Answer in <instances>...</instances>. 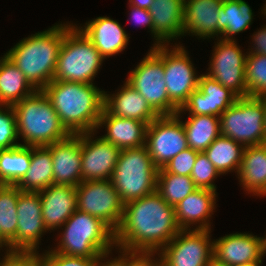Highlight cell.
Instances as JSON below:
<instances>
[{
	"instance_id": "1",
	"label": "cell",
	"mask_w": 266,
	"mask_h": 266,
	"mask_svg": "<svg viewBox=\"0 0 266 266\" xmlns=\"http://www.w3.org/2000/svg\"><path fill=\"white\" fill-rule=\"evenodd\" d=\"M180 230L175 207L155 191L124 204L115 245L129 251L160 252Z\"/></svg>"
},
{
	"instance_id": "2",
	"label": "cell",
	"mask_w": 266,
	"mask_h": 266,
	"mask_svg": "<svg viewBox=\"0 0 266 266\" xmlns=\"http://www.w3.org/2000/svg\"><path fill=\"white\" fill-rule=\"evenodd\" d=\"M43 92L71 135L96 132L104 109L105 91L94 84L52 80Z\"/></svg>"
},
{
	"instance_id": "3",
	"label": "cell",
	"mask_w": 266,
	"mask_h": 266,
	"mask_svg": "<svg viewBox=\"0 0 266 266\" xmlns=\"http://www.w3.org/2000/svg\"><path fill=\"white\" fill-rule=\"evenodd\" d=\"M65 35V22L23 38L5 55L36 89L43 90L53 79Z\"/></svg>"
},
{
	"instance_id": "4",
	"label": "cell",
	"mask_w": 266,
	"mask_h": 266,
	"mask_svg": "<svg viewBox=\"0 0 266 266\" xmlns=\"http://www.w3.org/2000/svg\"><path fill=\"white\" fill-rule=\"evenodd\" d=\"M18 137L25 146H48L62 141L71 134L60 121L53 105L43 90L13 105Z\"/></svg>"
},
{
	"instance_id": "5",
	"label": "cell",
	"mask_w": 266,
	"mask_h": 266,
	"mask_svg": "<svg viewBox=\"0 0 266 266\" xmlns=\"http://www.w3.org/2000/svg\"><path fill=\"white\" fill-rule=\"evenodd\" d=\"M59 229L63 231L52 250L67 256L97 258L116 247L115 232L101 219L80 210Z\"/></svg>"
},
{
	"instance_id": "6",
	"label": "cell",
	"mask_w": 266,
	"mask_h": 266,
	"mask_svg": "<svg viewBox=\"0 0 266 266\" xmlns=\"http://www.w3.org/2000/svg\"><path fill=\"white\" fill-rule=\"evenodd\" d=\"M68 23L65 24L53 80L93 84L105 59L77 24Z\"/></svg>"
},
{
	"instance_id": "7",
	"label": "cell",
	"mask_w": 266,
	"mask_h": 266,
	"mask_svg": "<svg viewBox=\"0 0 266 266\" xmlns=\"http://www.w3.org/2000/svg\"><path fill=\"white\" fill-rule=\"evenodd\" d=\"M158 168L146 146L121 149L111 182L126 204L157 190Z\"/></svg>"
},
{
	"instance_id": "8",
	"label": "cell",
	"mask_w": 266,
	"mask_h": 266,
	"mask_svg": "<svg viewBox=\"0 0 266 266\" xmlns=\"http://www.w3.org/2000/svg\"><path fill=\"white\" fill-rule=\"evenodd\" d=\"M264 101L257 97H239L220 116V133L244 147L265 143Z\"/></svg>"
},
{
	"instance_id": "9",
	"label": "cell",
	"mask_w": 266,
	"mask_h": 266,
	"mask_svg": "<svg viewBox=\"0 0 266 266\" xmlns=\"http://www.w3.org/2000/svg\"><path fill=\"white\" fill-rule=\"evenodd\" d=\"M163 45L151 47L143 60L130 71L126 82L141 94L159 115H175L179 110L169 99L164 80Z\"/></svg>"
},
{
	"instance_id": "10",
	"label": "cell",
	"mask_w": 266,
	"mask_h": 266,
	"mask_svg": "<svg viewBox=\"0 0 266 266\" xmlns=\"http://www.w3.org/2000/svg\"><path fill=\"white\" fill-rule=\"evenodd\" d=\"M77 210L101 219L114 232L123 218L124 203L111 180L84 181L76 186Z\"/></svg>"
},
{
	"instance_id": "11",
	"label": "cell",
	"mask_w": 266,
	"mask_h": 266,
	"mask_svg": "<svg viewBox=\"0 0 266 266\" xmlns=\"http://www.w3.org/2000/svg\"><path fill=\"white\" fill-rule=\"evenodd\" d=\"M181 115L158 116L147 126L145 146L158 169L188 148Z\"/></svg>"
},
{
	"instance_id": "12",
	"label": "cell",
	"mask_w": 266,
	"mask_h": 266,
	"mask_svg": "<svg viewBox=\"0 0 266 266\" xmlns=\"http://www.w3.org/2000/svg\"><path fill=\"white\" fill-rule=\"evenodd\" d=\"M211 230H180L159 252L162 266H209L213 260Z\"/></svg>"
},
{
	"instance_id": "13",
	"label": "cell",
	"mask_w": 266,
	"mask_h": 266,
	"mask_svg": "<svg viewBox=\"0 0 266 266\" xmlns=\"http://www.w3.org/2000/svg\"><path fill=\"white\" fill-rule=\"evenodd\" d=\"M183 44L163 45L164 80L170 101L178 108L198 89L199 76Z\"/></svg>"
},
{
	"instance_id": "14",
	"label": "cell",
	"mask_w": 266,
	"mask_h": 266,
	"mask_svg": "<svg viewBox=\"0 0 266 266\" xmlns=\"http://www.w3.org/2000/svg\"><path fill=\"white\" fill-rule=\"evenodd\" d=\"M206 74L224 87L230 89L238 97H247L245 81V61L247 53H243L236 40L218 38Z\"/></svg>"
},
{
	"instance_id": "15",
	"label": "cell",
	"mask_w": 266,
	"mask_h": 266,
	"mask_svg": "<svg viewBox=\"0 0 266 266\" xmlns=\"http://www.w3.org/2000/svg\"><path fill=\"white\" fill-rule=\"evenodd\" d=\"M18 223L16 236L8 243V251L39 253L45 227L39 192H21L16 204Z\"/></svg>"
},
{
	"instance_id": "16",
	"label": "cell",
	"mask_w": 266,
	"mask_h": 266,
	"mask_svg": "<svg viewBox=\"0 0 266 266\" xmlns=\"http://www.w3.org/2000/svg\"><path fill=\"white\" fill-rule=\"evenodd\" d=\"M95 133H81L82 182L110 180L121 152L100 136L94 139Z\"/></svg>"
},
{
	"instance_id": "17",
	"label": "cell",
	"mask_w": 266,
	"mask_h": 266,
	"mask_svg": "<svg viewBox=\"0 0 266 266\" xmlns=\"http://www.w3.org/2000/svg\"><path fill=\"white\" fill-rule=\"evenodd\" d=\"M239 97L230 89L211 78L207 74H200L198 89L193 91L177 113L188 111L189 115L220 116ZM185 111V112H184Z\"/></svg>"
},
{
	"instance_id": "18",
	"label": "cell",
	"mask_w": 266,
	"mask_h": 266,
	"mask_svg": "<svg viewBox=\"0 0 266 266\" xmlns=\"http://www.w3.org/2000/svg\"><path fill=\"white\" fill-rule=\"evenodd\" d=\"M263 258V239L251 233L236 232L213 240V261L219 264L262 263Z\"/></svg>"
},
{
	"instance_id": "19",
	"label": "cell",
	"mask_w": 266,
	"mask_h": 266,
	"mask_svg": "<svg viewBox=\"0 0 266 266\" xmlns=\"http://www.w3.org/2000/svg\"><path fill=\"white\" fill-rule=\"evenodd\" d=\"M51 151L53 184L77 186L82 182L81 134L47 146Z\"/></svg>"
},
{
	"instance_id": "20",
	"label": "cell",
	"mask_w": 266,
	"mask_h": 266,
	"mask_svg": "<svg viewBox=\"0 0 266 266\" xmlns=\"http://www.w3.org/2000/svg\"><path fill=\"white\" fill-rule=\"evenodd\" d=\"M217 192L197 188L176 207V220L181 230H211L210 218L216 209ZM198 224V225H197Z\"/></svg>"
},
{
	"instance_id": "21",
	"label": "cell",
	"mask_w": 266,
	"mask_h": 266,
	"mask_svg": "<svg viewBox=\"0 0 266 266\" xmlns=\"http://www.w3.org/2000/svg\"><path fill=\"white\" fill-rule=\"evenodd\" d=\"M42 205V218L48 231L57 230L77 210L76 187L56 185L39 191Z\"/></svg>"
},
{
	"instance_id": "22",
	"label": "cell",
	"mask_w": 266,
	"mask_h": 266,
	"mask_svg": "<svg viewBox=\"0 0 266 266\" xmlns=\"http://www.w3.org/2000/svg\"><path fill=\"white\" fill-rule=\"evenodd\" d=\"M77 27L104 59L124 51L130 38L119 22L107 16H99L86 22L83 27Z\"/></svg>"
},
{
	"instance_id": "23",
	"label": "cell",
	"mask_w": 266,
	"mask_h": 266,
	"mask_svg": "<svg viewBox=\"0 0 266 266\" xmlns=\"http://www.w3.org/2000/svg\"><path fill=\"white\" fill-rule=\"evenodd\" d=\"M223 0H185L183 30L184 36L201 39H218L219 10Z\"/></svg>"
},
{
	"instance_id": "24",
	"label": "cell",
	"mask_w": 266,
	"mask_h": 266,
	"mask_svg": "<svg viewBox=\"0 0 266 266\" xmlns=\"http://www.w3.org/2000/svg\"><path fill=\"white\" fill-rule=\"evenodd\" d=\"M184 2L185 0H153L149 8L154 24L153 47L169 45L170 41L184 36Z\"/></svg>"
},
{
	"instance_id": "25",
	"label": "cell",
	"mask_w": 266,
	"mask_h": 266,
	"mask_svg": "<svg viewBox=\"0 0 266 266\" xmlns=\"http://www.w3.org/2000/svg\"><path fill=\"white\" fill-rule=\"evenodd\" d=\"M102 126L106 128L107 134L101 137L120 149L138 148L145 145L148 126L145 122L114 116L104 108L96 132Z\"/></svg>"
},
{
	"instance_id": "26",
	"label": "cell",
	"mask_w": 266,
	"mask_h": 266,
	"mask_svg": "<svg viewBox=\"0 0 266 266\" xmlns=\"http://www.w3.org/2000/svg\"><path fill=\"white\" fill-rule=\"evenodd\" d=\"M104 108L114 116L140 120L147 125L159 116L146 99L126 81L116 94H107L105 91Z\"/></svg>"
},
{
	"instance_id": "27",
	"label": "cell",
	"mask_w": 266,
	"mask_h": 266,
	"mask_svg": "<svg viewBox=\"0 0 266 266\" xmlns=\"http://www.w3.org/2000/svg\"><path fill=\"white\" fill-rule=\"evenodd\" d=\"M237 177L246 193L266 196V142L244 148Z\"/></svg>"
},
{
	"instance_id": "28",
	"label": "cell",
	"mask_w": 266,
	"mask_h": 266,
	"mask_svg": "<svg viewBox=\"0 0 266 266\" xmlns=\"http://www.w3.org/2000/svg\"><path fill=\"white\" fill-rule=\"evenodd\" d=\"M36 89L4 54L0 59V105H14L32 95Z\"/></svg>"
},
{
	"instance_id": "29",
	"label": "cell",
	"mask_w": 266,
	"mask_h": 266,
	"mask_svg": "<svg viewBox=\"0 0 266 266\" xmlns=\"http://www.w3.org/2000/svg\"><path fill=\"white\" fill-rule=\"evenodd\" d=\"M53 184L51 151L47 146H32L29 169L16 185L22 192H39Z\"/></svg>"
},
{
	"instance_id": "30",
	"label": "cell",
	"mask_w": 266,
	"mask_h": 266,
	"mask_svg": "<svg viewBox=\"0 0 266 266\" xmlns=\"http://www.w3.org/2000/svg\"><path fill=\"white\" fill-rule=\"evenodd\" d=\"M252 11L245 0H223L219 10L218 38L235 40L233 35L247 30L252 24L254 17Z\"/></svg>"
},
{
	"instance_id": "31",
	"label": "cell",
	"mask_w": 266,
	"mask_h": 266,
	"mask_svg": "<svg viewBox=\"0 0 266 266\" xmlns=\"http://www.w3.org/2000/svg\"><path fill=\"white\" fill-rule=\"evenodd\" d=\"M188 148L204 152L221 135L220 119L214 115H189L183 122Z\"/></svg>"
},
{
	"instance_id": "32",
	"label": "cell",
	"mask_w": 266,
	"mask_h": 266,
	"mask_svg": "<svg viewBox=\"0 0 266 266\" xmlns=\"http://www.w3.org/2000/svg\"><path fill=\"white\" fill-rule=\"evenodd\" d=\"M244 148L233 139L220 135L204 153L221 175L233 171L238 175Z\"/></svg>"
},
{
	"instance_id": "33",
	"label": "cell",
	"mask_w": 266,
	"mask_h": 266,
	"mask_svg": "<svg viewBox=\"0 0 266 266\" xmlns=\"http://www.w3.org/2000/svg\"><path fill=\"white\" fill-rule=\"evenodd\" d=\"M32 147L19 145L0 150V182L2 185H17L30 166Z\"/></svg>"
},
{
	"instance_id": "34",
	"label": "cell",
	"mask_w": 266,
	"mask_h": 266,
	"mask_svg": "<svg viewBox=\"0 0 266 266\" xmlns=\"http://www.w3.org/2000/svg\"><path fill=\"white\" fill-rule=\"evenodd\" d=\"M21 192L16 185L0 186V245L5 247V251H8V243L16 236V204Z\"/></svg>"
},
{
	"instance_id": "35",
	"label": "cell",
	"mask_w": 266,
	"mask_h": 266,
	"mask_svg": "<svg viewBox=\"0 0 266 266\" xmlns=\"http://www.w3.org/2000/svg\"><path fill=\"white\" fill-rule=\"evenodd\" d=\"M197 187L190 176H182L158 169L157 192L171 206L176 207Z\"/></svg>"
},
{
	"instance_id": "36",
	"label": "cell",
	"mask_w": 266,
	"mask_h": 266,
	"mask_svg": "<svg viewBox=\"0 0 266 266\" xmlns=\"http://www.w3.org/2000/svg\"><path fill=\"white\" fill-rule=\"evenodd\" d=\"M245 81L248 96H266V55L247 54L245 61Z\"/></svg>"
},
{
	"instance_id": "37",
	"label": "cell",
	"mask_w": 266,
	"mask_h": 266,
	"mask_svg": "<svg viewBox=\"0 0 266 266\" xmlns=\"http://www.w3.org/2000/svg\"><path fill=\"white\" fill-rule=\"evenodd\" d=\"M221 174L207 158L204 152L197 154L194 167L192 168L190 177L192 178L197 188L209 189L216 191V185L214 184L215 178Z\"/></svg>"
},
{
	"instance_id": "38",
	"label": "cell",
	"mask_w": 266,
	"mask_h": 266,
	"mask_svg": "<svg viewBox=\"0 0 266 266\" xmlns=\"http://www.w3.org/2000/svg\"><path fill=\"white\" fill-rule=\"evenodd\" d=\"M17 122L12 105H0V150L21 145L17 142Z\"/></svg>"
},
{
	"instance_id": "39",
	"label": "cell",
	"mask_w": 266,
	"mask_h": 266,
	"mask_svg": "<svg viewBox=\"0 0 266 266\" xmlns=\"http://www.w3.org/2000/svg\"><path fill=\"white\" fill-rule=\"evenodd\" d=\"M40 266H95L97 258L67 256L53 250L38 253Z\"/></svg>"
},
{
	"instance_id": "40",
	"label": "cell",
	"mask_w": 266,
	"mask_h": 266,
	"mask_svg": "<svg viewBox=\"0 0 266 266\" xmlns=\"http://www.w3.org/2000/svg\"><path fill=\"white\" fill-rule=\"evenodd\" d=\"M198 153V151L187 148L174 156L163 169L172 174L190 176Z\"/></svg>"
},
{
	"instance_id": "41",
	"label": "cell",
	"mask_w": 266,
	"mask_h": 266,
	"mask_svg": "<svg viewBox=\"0 0 266 266\" xmlns=\"http://www.w3.org/2000/svg\"><path fill=\"white\" fill-rule=\"evenodd\" d=\"M4 254L0 266H40L36 252L6 251Z\"/></svg>"
},
{
	"instance_id": "42",
	"label": "cell",
	"mask_w": 266,
	"mask_h": 266,
	"mask_svg": "<svg viewBox=\"0 0 266 266\" xmlns=\"http://www.w3.org/2000/svg\"><path fill=\"white\" fill-rule=\"evenodd\" d=\"M126 266H162L161 255L159 252L126 250Z\"/></svg>"
},
{
	"instance_id": "43",
	"label": "cell",
	"mask_w": 266,
	"mask_h": 266,
	"mask_svg": "<svg viewBox=\"0 0 266 266\" xmlns=\"http://www.w3.org/2000/svg\"><path fill=\"white\" fill-rule=\"evenodd\" d=\"M129 7L131 9L130 16L132 21L134 20L133 22L137 25L148 27V30L153 35L152 37H154V24L149 10L132 5H129Z\"/></svg>"
},
{
	"instance_id": "44",
	"label": "cell",
	"mask_w": 266,
	"mask_h": 266,
	"mask_svg": "<svg viewBox=\"0 0 266 266\" xmlns=\"http://www.w3.org/2000/svg\"><path fill=\"white\" fill-rule=\"evenodd\" d=\"M116 249L119 250L118 253H120L118 254V258L116 256L114 258L107 259L109 258L108 256L112 254V250L106 253H102L97 257V262L95 266H126V250L115 247V250ZM104 259L107 260L105 261Z\"/></svg>"
},
{
	"instance_id": "45",
	"label": "cell",
	"mask_w": 266,
	"mask_h": 266,
	"mask_svg": "<svg viewBox=\"0 0 266 266\" xmlns=\"http://www.w3.org/2000/svg\"><path fill=\"white\" fill-rule=\"evenodd\" d=\"M253 48L251 47L247 54H263L266 55V25L261 27L260 30L252 34Z\"/></svg>"
},
{
	"instance_id": "46",
	"label": "cell",
	"mask_w": 266,
	"mask_h": 266,
	"mask_svg": "<svg viewBox=\"0 0 266 266\" xmlns=\"http://www.w3.org/2000/svg\"><path fill=\"white\" fill-rule=\"evenodd\" d=\"M129 5L149 10L153 4V0H129Z\"/></svg>"
},
{
	"instance_id": "47",
	"label": "cell",
	"mask_w": 266,
	"mask_h": 266,
	"mask_svg": "<svg viewBox=\"0 0 266 266\" xmlns=\"http://www.w3.org/2000/svg\"><path fill=\"white\" fill-rule=\"evenodd\" d=\"M264 101V111H265V118H264V130H265V142H266V96L262 97Z\"/></svg>"
},
{
	"instance_id": "48",
	"label": "cell",
	"mask_w": 266,
	"mask_h": 266,
	"mask_svg": "<svg viewBox=\"0 0 266 266\" xmlns=\"http://www.w3.org/2000/svg\"><path fill=\"white\" fill-rule=\"evenodd\" d=\"M265 237H262L263 239V253L264 256L266 255V235H264Z\"/></svg>"
},
{
	"instance_id": "49",
	"label": "cell",
	"mask_w": 266,
	"mask_h": 266,
	"mask_svg": "<svg viewBox=\"0 0 266 266\" xmlns=\"http://www.w3.org/2000/svg\"><path fill=\"white\" fill-rule=\"evenodd\" d=\"M262 263H248V264H242V265H237V266H261Z\"/></svg>"
},
{
	"instance_id": "50",
	"label": "cell",
	"mask_w": 266,
	"mask_h": 266,
	"mask_svg": "<svg viewBox=\"0 0 266 266\" xmlns=\"http://www.w3.org/2000/svg\"><path fill=\"white\" fill-rule=\"evenodd\" d=\"M209 266H227V265L219 264V263L212 260V262Z\"/></svg>"
},
{
	"instance_id": "51",
	"label": "cell",
	"mask_w": 266,
	"mask_h": 266,
	"mask_svg": "<svg viewBox=\"0 0 266 266\" xmlns=\"http://www.w3.org/2000/svg\"><path fill=\"white\" fill-rule=\"evenodd\" d=\"M261 11H262V14L264 13L263 15H265V16H266V4L264 5V7L262 8V10H261Z\"/></svg>"
}]
</instances>
